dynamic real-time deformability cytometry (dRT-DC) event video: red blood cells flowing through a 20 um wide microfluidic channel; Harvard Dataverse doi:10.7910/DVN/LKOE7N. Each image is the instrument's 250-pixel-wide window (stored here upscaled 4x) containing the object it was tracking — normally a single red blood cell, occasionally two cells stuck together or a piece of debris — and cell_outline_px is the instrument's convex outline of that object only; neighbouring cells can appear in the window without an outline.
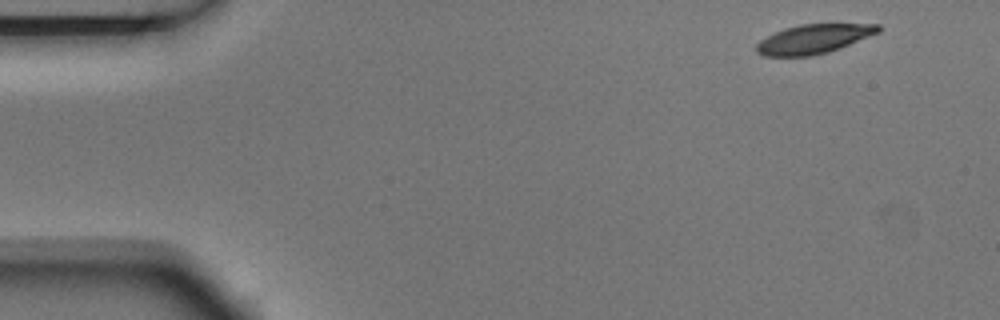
{"species": "Egyptian fruit bat (a non-hibernating species)", "species_latin": "Rousettus aegyptiacus", "temperature_condition": "room temperature", "stored_images_in_passage": 4, "camera_frame_rate_fps": 3000, "um_per_image_px": 0.085, "animal": {"sex": "male"}, "frame": {"image": 1, "passage_image": 1, "time_ms": 0.0, "image_size_px": [1000, 320], "cell_outline_px": [[880, 32], [840, 48], [828, 52], [812, 56], [764, 56], [756, 52], [756, 44], [760, 40], [784, 28], [800, 24], [880, 24]], "centroid_in_image_um": [69.16, 3.32], "position_along_channel_um": 15.8, "area_um2": 20.69}}
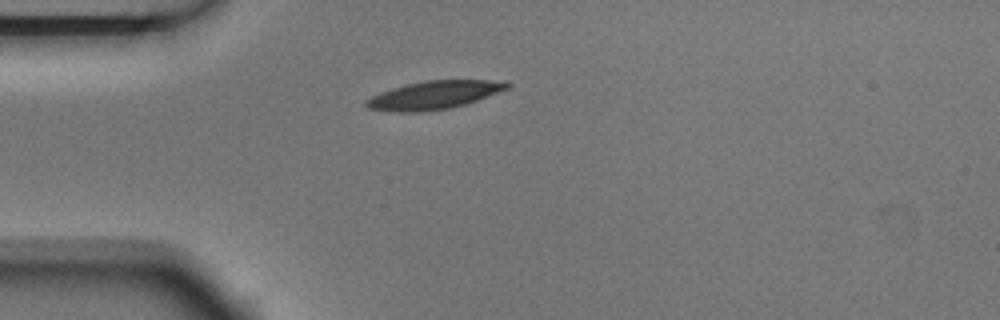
{"frame": {"image": 2, "passage_image": 4, "time_ms": 1.0, "image_size_px": [1000, 320], "cell_outline_px": [[512, 84], [508, 88], [476, 100], [464, 104], [448, 108], [416, 112], [400, 112], [368, 108], [364, 104], [364, 100], [380, 92], [392, 88], [424, 80], [508, 80]], "centroid_in_image_um": [36.9, 8.06], "position_along_channel_um": 48.1, "area_um2": 22.95}}